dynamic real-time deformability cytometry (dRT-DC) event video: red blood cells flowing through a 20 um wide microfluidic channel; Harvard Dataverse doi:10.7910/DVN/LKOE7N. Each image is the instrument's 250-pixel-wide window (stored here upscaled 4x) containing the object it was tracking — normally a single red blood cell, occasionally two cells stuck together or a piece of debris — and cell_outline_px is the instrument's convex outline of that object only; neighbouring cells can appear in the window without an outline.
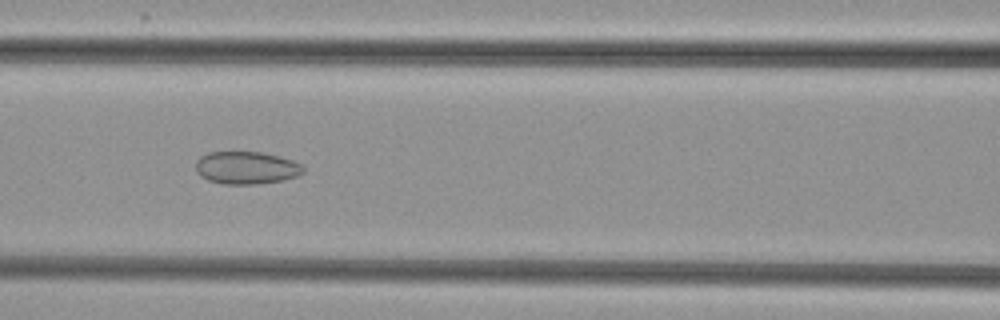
{"species": "common noctule bat (a hibernating species)", "species_latin": "Nyctalus noctula", "temperature_condition": "cold", "stored_images_in_passage": 35, "camera_frame_rate_fps": 3000, "um_per_image_px": 0.085, "animal": {"sex": "female", "body_mass_g": 29.2, "forearm_length_mm": 56.3}, "frame": {"image": 1, "passage_image": 10, "time_ms": 3.0, "image_size_px": [1000, 320], "cell_outline_px": [[304, 172], [296, 176], [280, 180], [256, 184], [224, 184], [208, 180], [200, 176], [196, 172], [196, 160], [200, 156], [208, 152], [260, 152], [280, 156], [292, 160], [300, 164], [304, 168]], "centroid_in_image_um": [20.9, 14.25], "position_along_channel_um": 145.7, "area_um2": 20.4}}
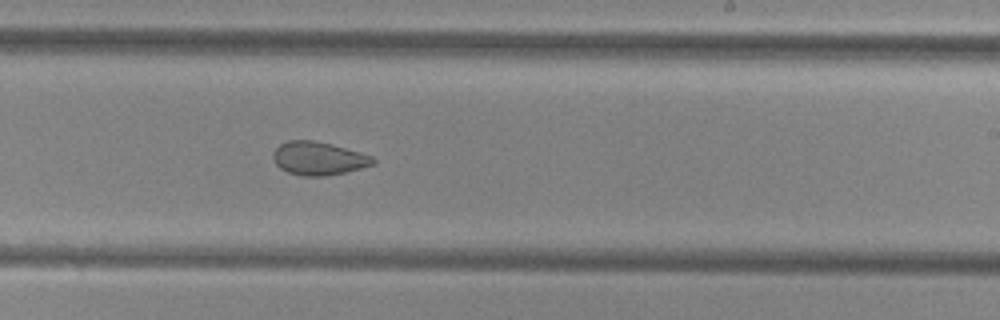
{"frame": {"image": 2, "passage_image": 19, "time_ms": 6.0, "image_size_px": [1000, 320], "cell_outline_px": [[376, 164], [328, 176], [300, 176], [288, 172], [280, 168], [276, 164], [272, 156], [272, 152], [280, 144], [288, 140], [312, 140], [332, 144], [360, 152], [372, 156], [376, 160]], "centroid_in_image_um": [27.07, 13.46], "position_along_channel_um": 261.9, "area_um2": 19.48}}
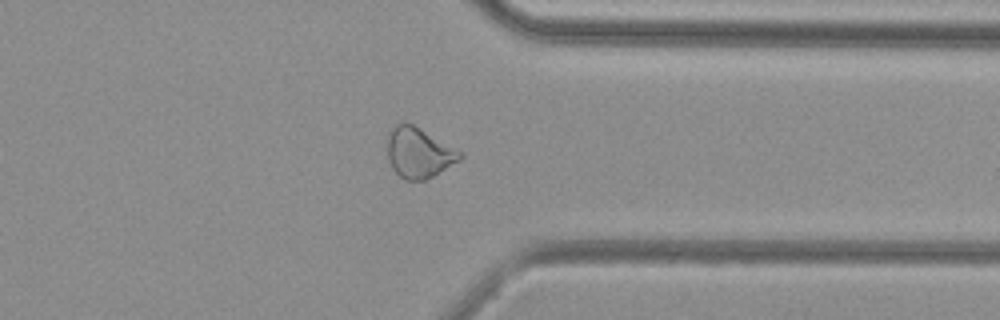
{"frame": {"image": 3, "passage_image": 28, "time_ms": 9.0, "image_size_px": [1000, 320], "cell_outline_px": [[464, 156], [460, 160], [432, 176], [424, 180], [404, 180], [392, 168], [388, 160], [388, 128], [396, 124], [412, 124], [460, 152]], "centroid_in_image_um": [35.55, 12.99], "position_along_channel_um": 375.9, "area_um2": 20.75}}